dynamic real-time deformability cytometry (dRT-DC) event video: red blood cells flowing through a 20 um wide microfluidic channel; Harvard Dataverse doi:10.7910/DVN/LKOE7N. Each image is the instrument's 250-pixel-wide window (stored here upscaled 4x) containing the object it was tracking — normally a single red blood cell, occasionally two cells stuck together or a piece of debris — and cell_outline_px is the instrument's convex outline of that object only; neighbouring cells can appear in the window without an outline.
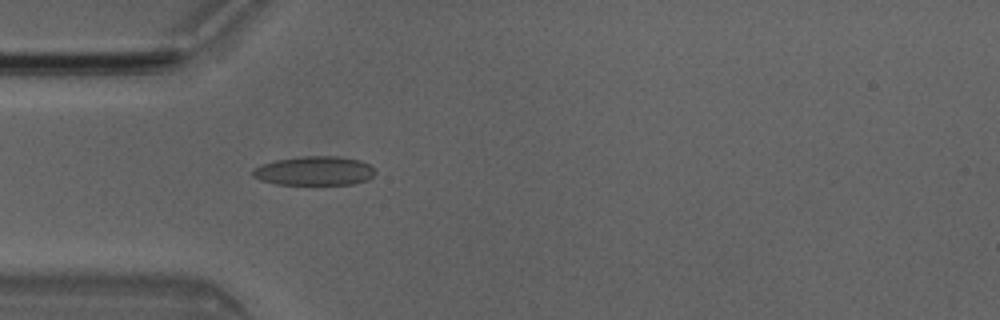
{"species": "Egyptian fruit bat (a non-hibernating species)", "species_latin": "Rousettus aegyptiacus", "temperature_condition": "room temperature", "stored_images_in_passage": 2, "camera_frame_rate_fps": 3000, "um_per_image_px": 0.085, "animal": {"sex": "male"}, "frame": {"image": 1, "passage_image": 2, "time_ms": 0.333, "image_size_px": [1000, 320], "cell_outline_px": [[376, 172], [368, 180], [352, 184], [276, 184], [260, 180], [252, 176], [252, 172], [256, 168], [264, 164], [276, 160], [304, 156], [336, 156], [360, 160], [372, 164]], "centroid_in_image_um": [26.78, 14.52], "position_along_channel_um": 58.2, "area_um2": 20.69}}